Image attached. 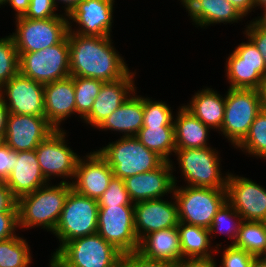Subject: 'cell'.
Listing matches in <instances>:
<instances>
[{
    "instance_id": "obj_4",
    "label": "cell",
    "mask_w": 266,
    "mask_h": 267,
    "mask_svg": "<svg viewBox=\"0 0 266 267\" xmlns=\"http://www.w3.org/2000/svg\"><path fill=\"white\" fill-rule=\"evenodd\" d=\"M108 144L97 151L112 168L114 177L123 180L155 170L165 162L161 156L146 148L135 136H120V139Z\"/></svg>"
},
{
    "instance_id": "obj_42",
    "label": "cell",
    "mask_w": 266,
    "mask_h": 267,
    "mask_svg": "<svg viewBox=\"0 0 266 267\" xmlns=\"http://www.w3.org/2000/svg\"><path fill=\"white\" fill-rule=\"evenodd\" d=\"M247 24L243 34H246V39H249L263 55L266 65V29L255 19H252V21Z\"/></svg>"
},
{
    "instance_id": "obj_14",
    "label": "cell",
    "mask_w": 266,
    "mask_h": 267,
    "mask_svg": "<svg viewBox=\"0 0 266 267\" xmlns=\"http://www.w3.org/2000/svg\"><path fill=\"white\" fill-rule=\"evenodd\" d=\"M0 97L9 113L45 116L44 84L20 73L0 88Z\"/></svg>"
},
{
    "instance_id": "obj_48",
    "label": "cell",
    "mask_w": 266,
    "mask_h": 267,
    "mask_svg": "<svg viewBox=\"0 0 266 267\" xmlns=\"http://www.w3.org/2000/svg\"><path fill=\"white\" fill-rule=\"evenodd\" d=\"M230 2L244 17L256 7L254 0H227Z\"/></svg>"
},
{
    "instance_id": "obj_28",
    "label": "cell",
    "mask_w": 266,
    "mask_h": 267,
    "mask_svg": "<svg viewBox=\"0 0 266 267\" xmlns=\"http://www.w3.org/2000/svg\"><path fill=\"white\" fill-rule=\"evenodd\" d=\"M183 259H209L221 249V244L211 245L209 229L179 222L177 225ZM220 248H219V247ZM211 249V250H210ZM213 250V251H212Z\"/></svg>"
},
{
    "instance_id": "obj_5",
    "label": "cell",
    "mask_w": 266,
    "mask_h": 267,
    "mask_svg": "<svg viewBox=\"0 0 266 267\" xmlns=\"http://www.w3.org/2000/svg\"><path fill=\"white\" fill-rule=\"evenodd\" d=\"M179 222L209 229L218 209L227 200L226 189L174 185Z\"/></svg>"
},
{
    "instance_id": "obj_53",
    "label": "cell",
    "mask_w": 266,
    "mask_h": 267,
    "mask_svg": "<svg viewBox=\"0 0 266 267\" xmlns=\"http://www.w3.org/2000/svg\"><path fill=\"white\" fill-rule=\"evenodd\" d=\"M250 267H266V261L261 257H255Z\"/></svg>"
},
{
    "instance_id": "obj_31",
    "label": "cell",
    "mask_w": 266,
    "mask_h": 267,
    "mask_svg": "<svg viewBox=\"0 0 266 267\" xmlns=\"http://www.w3.org/2000/svg\"><path fill=\"white\" fill-rule=\"evenodd\" d=\"M234 246L260 257L266 249V222L243 220Z\"/></svg>"
},
{
    "instance_id": "obj_20",
    "label": "cell",
    "mask_w": 266,
    "mask_h": 267,
    "mask_svg": "<svg viewBox=\"0 0 266 267\" xmlns=\"http://www.w3.org/2000/svg\"><path fill=\"white\" fill-rule=\"evenodd\" d=\"M131 70L121 79L104 82L95 98L91 111L82 119L84 123L97 128L104 119L120 107L136 90Z\"/></svg>"
},
{
    "instance_id": "obj_56",
    "label": "cell",
    "mask_w": 266,
    "mask_h": 267,
    "mask_svg": "<svg viewBox=\"0 0 266 267\" xmlns=\"http://www.w3.org/2000/svg\"><path fill=\"white\" fill-rule=\"evenodd\" d=\"M180 2L183 5V7H185L190 2V0H181Z\"/></svg>"
},
{
    "instance_id": "obj_6",
    "label": "cell",
    "mask_w": 266,
    "mask_h": 267,
    "mask_svg": "<svg viewBox=\"0 0 266 267\" xmlns=\"http://www.w3.org/2000/svg\"><path fill=\"white\" fill-rule=\"evenodd\" d=\"M179 170L187 186L226 189L230 173H221V159L213 147L176 149Z\"/></svg>"
},
{
    "instance_id": "obj_46",
    "label": "cell",
    "mask_w": 266,
    "mask_h": 267,
    "mask_svg": "<svg viewBox=\"0 0 266 267\" xmlns=\"http://www.w3.org/2000/svg\"><path fill=\"white\" fill-rule=\"evenodd\" d=\"M6 211H18L16 199L12 196L5 182L0 181V212Z\"/></svg>"
},
{
    "instance_id": "obj_9",
    "label": "cell",
    "mask_w": 266,
    "mask_h": 267,
    "mask_svg": "<svg viewBox=\"0 0 266 267\" xmlns=\"http://www.w3.org/2000/svg\"><path fill=\"white\" fill-rule=\"evenodd\" d=\"M18 54L19 73L36 82L47 84L71 76L68 36L43 50Z\"/></svg>"
},
{
    "instance_id": "obj_55",
    "label": "cell",
    "mask_w": 266,
    "mask_h": 267,
    "mask_svg": "<svg viewBox=\"0 0 266 267\" xmlns=\"http://www.w3.org/2000/svg\"><path fill=\"white\" fill-rule=\"evenodd\" d=\"M255 1V5H256V8L258 7H263V11L266 10V0H254Z\"/></svg>"
},
{
    "instance_id": "obj_45",
    "label": "cell",
    "mask_w": 266,
    "mask_h": 267,
    "mask_svg": "<svg viewBox=\"0 0 266 267\" xmlns=\"http://www.w3.org/2000/svg\"><path fill=\"white\" fill-rule=\"evenodd\" d=\"M17 152L12 150L4 141L0 144V181H6L14 168Z\"/></svg>"
},
{
    "instance_id": "obj_25",
    "label": "cell",
    "mask_w": 266,
    "mask_h": 267,
    "mask_svg": "<svg viewBox=\"0 0 266 267\" xmlns=\"http://www.w3.org/2000/svg\"><path fill=\"white\" fill-rule=\"evenodd\" d=\"M143 127V97L136 91L113 113H111L97 129L116 131L123 137L136 136Z\"/></svg>"
},
{
    "instance_id": "obj_13",
    "label": "cell",
    "mask_w": 266,
    "mask_h": 267,
    "mask_svg": "<svg viewBox=\"0 0 266 267\" xmlns=\"http://www.w3.org/2000/svg\"><path fill=\"white\" fill-rule=\"evenodd\" d=\"M227 201L245 221L266 222V189L252 179L229 174Z\"/></svg>"
},
{
    "instance_id": "obj_27",
    "label": "cell",
    "mask_w": 266,
    "mask_h": 267,
    "mask_svg": "<svg viewBox=\"0 0 266 267\" xmlns=\"http://www.w3.org/2000/svg\"><path fill=\"white\" fill-rule=\"evenodd\" d=\"M177 113L174 119L176 149L209 147L207 141L210 128L184 106H179Z\"/></svg>"
},
{
    "instance_id": "obj_17",
    "label": "cell",
    "mask_w": 266,
    "mask_h": 267,
    "mask_svg": "<svg viewBox=\"0 0 266 267\" xmlns=\"http://www.w3.org/2000/svg\"><path fill=\"white\" fill-rule=\"evenodd\" d=\"M173 162L165 161L160 167L124 179L126 190L133 203L161 199L173 193L177 178L173 175ZM168 193V194H167Z\"/></svg>"
},
{
    "instance_id": "obj_32",
    "label": "cell",
    "mask_w": 266,
    "mask_h": 267,
    "mask_svg": "<svg viewBox=\"0 0 266 267\" xmlns=\"http://www.w3.org/2000/svg\"><path fill=\"white\" fill-rule=\"evenodd\" d=\"M30 245L24 237L0 241V267H29L32 262Z\"/></svg>"
},
{
    "instance_id": "obj_47",
    "label": "cell",
    "mask_w": 266,
    "mask_h": 267,
    "mask_svg": "<svg viewBox=\"0 0 266 267\" xmlns=\"http://www.w3.org/2000/svg\"><path fill=\"white\" fill-rule=\"evenodd\" d=\"M215 258L209 259H183L177 267H217Z\"/></svg>"
},
{
    "instance_id": "obj_10",
    "label": "cell",
    "mask_w": 266,
    "mask_h": 267,
    "mask_svg": "<svg viewBox=\"0 0 266 267\" xmlns=\"http://www.w3.org/2000/svg\"><path fill=\"white\" fill-rule=\"evenodd\" d=\"M16 29L11 34L18 53L36 52L60 43L69 31L67 17L29 19L15 18Z\"/></svg>"
},
{
    "instance_id": "obj_50",
    "label": "cell",
    "mask_w": 266,
    "mask_h": 267,
    "mask_svg": "<svg viewBox=\"0 0 266 267\" xmlns=\"http://www.w3.org/2000/svg\"><path fill=\"white\" fill-rule=\"evenodd\" d=\"M9 115V111L0 97V138L3 140L5 131H6V124L7 118Z\"/></svg>"
},
{
    "instance_id": "obj_52",
    "label": "cell",
    "mask_w": 266,
    "mask_h": 267,
    "mask_svg": "<svg viewBox=\"0 0 266 267\" xmlns=\"http://www.w3.org/2000/svg\"><path fill=\"white\" fill-rule=\"evenodd\" d=\"M259 91L261 96V110L266 112V78L262 82Z\"/></svg>"
},
{
    "instance_id": "obj_26",
    "label": "cell",
    "mask_w": 266,
    "mask_h": 267,
    "mask_svg": "<svg viewBox=\"0 0 266 267\" xmlns=\"http://www.w3.org/2000/svg\"><path fill=\"white\" fill-rule=\"evenodd\" d=\"M205 88L195 92L191 101L183 106L203 124L219 132L224 120L225 97L212 88Z\"/></svg>"
},
{
    "instance_id": "obj_51",
    "label": "cell",
    "mask_w": 266,
    "mask_h": 267,
    "mask_svg": "<svg viewBox=\"0 0 266 267\" xmlns=\"http://www.w3.org/2000/svg\"><path fill=\"white\" fill-rule=\"evenodd\" d=\"M54 4L56 5V7L58 8V4L57 3H63V5L65 4V6H63L64 11H65V15H68L72 9L82 0H53Z\"/></svg>"
},
{
    "instance_id": "obj_43",
    "label": "cell",
    "mask_w": 266,
    "mask_h": 267,
    "mask_svg": "<svg viewBox=\"0 0 266 267\" xmlns=\"http://www.w3.org/2000/svg\"><path fill=\"white\" fill-rule=\"evenodd\" d=\"M121 267H177L176 264L146 259L137 251L123 255Z\"/></svg>"
},
{
    "instance_id": "obj_39",
    "label": "cell",
    "mask_w": 266,
    "mask_h": 267,
    "mask_svg": "<svg viewBox=\"0 0 266 267\" xmlns=\"http://www.w3.org/2000/svg\"><path fill=\"white\" fill-rule=\"evenodd\" d=\"M226 64L265 65L263 55L249 39L236 46L226 59Z\"/></svg>"
},
{
    "instance_id": "obj_16",
    "label": "cell",
    "mask_w": 266,
    "mask_h": 267,
    "mask_svg": "<svg viewBox=\"0 0 266 267\" xmlns=\"http://www.w3.org/2000/svg\"><path fill=\"white\" fill-rule=\"evenodd\" d=\"M114 2L115 0H82L67 15L69 31L84 36H112ZM73 22L78 25L76 29H72Z\"/></svg>"
},
{
    "instance_id": "obj_58",
    "label": "cell",
    "mask_w": 266,
    "mask_h": 267,
    "mask_svg": "<svg viewBox=\"0 0 266 267\" xmlns=\"http://www.w3.org/2000/svg\"><path fill=\"white\" fill-rule=\"evenodd\" d=\"M5 2L6 0H0V8H1V5L3 6V4L5 5Z\"/></svg>"
},
{
    "instance_id": "obj_40",
    "label": "cell",
    "mask_w": 266,
    "mask_h": 267,
    "mask_svg": "<svg viewBox=\"0 0 266 267\" xmlns=\"http://www.w3.org/2000/svg\"><path fill=\"white\" fill-rule=\"evenodd\" d=\"M223 250L219 267H250L256 257L234 245H228Z\"/></svg>"
},
{
    "instance_id": "obj_19",
    "label": "cell",
    "mask_w": 266,
    "mask_h": 267,
    "mask_svg": "<svg viewBox=\"0 0 266 267\" xmlns=\"http://www.w3.org/2000/svg\"><path fill=\"white\" fill-rule=\"evenodd\" d=\"M172 201L151 199L134 203L135 232L139 242L148 234L165 228L177 227L178 207Z\"/></svg>"
},
{
    "instance_id": "obj_49",
    "label": "cell",
    "mask_w": 266,
    "mask_h": 267,
    "mask_svg": "<svg viewBox=\"0 0 266 267\" xmlns=\"http://www.w3.org/2000/svg\"><path fill=\"white\" fill-rule=\"evenodd\" d=\"M6 4L13 8L16 12L15 18H17L25 15L29 8L30 0H6Z\"/></svg>"
},
{
    "instance_id": "obj_57",
    "label": "cell",
    "mask_w": 266,
    "mask_h": 267,
    "mask_svg": "<svg viewBox=\"0 0 266 267\" xmlns=\"http://www.w3.org/2000/svg\"><path fill=\"white\" fill-rule=\"evenodd\" d=\"M260 257H261L264 261H266V249H265V251L260 255Z\"/></svg>"
},
{
    "instance_id": "obj_38",
    "label": "cell",
    "mask_w": 266,
    "mask_h": 267,
    "mask_svg": "<svg viewBox=\"0 0 266 267\" xmlns=\"http://www.w3.org/2000/svg\"><path fill=\"white\" fill-rule=\"evenodd\" d=\"M98 205L99 207L134 205L126 190L124 180L113 176L107 190L98 200Z\"/></svg>"
},
{
    "instance_id": "obj_11",
    "label": "cell",
    "mask_w": 266,
    "mask_h": 267,
    "mask_svg": "<svg viewBox=\"0 0 266 267\" xmlns=\"http://www.w3.org/2000/svg\"><path fill=\"white\" fill-rule=\"evenodd\" d=\"M97 233L123 255L138 251L134 205L99 207Z\"/></svg>"
},
{
    "instance_id": "obj_15",
    "label": "cell",
    "mask_w": 266,
    "mask_h": 267,
    "mask_svg": "<svg viewBox=\"0 0 266 267\" xmlns=\"http://www.w3.org/2000/svg\"><path fill=\"white\" fill-rule=\"evenodd\" d=\"M55 130L46 116L9 113L3 141L16 152L30 151Z\"/></svg>"
},
{
    "instance_id": "obj_7",
    "label": "cell",
    "mask_w": 266,
    "mask_h": 267,
    "mask_svg": "<svg viewBox=\"0 0 266 267\" xmlns=\"http://www.w3.org/2000/svg\"><path fill=\"white\" fill-rule=\"evenodd\" d=\"M225 113L219 133L236 148L246 137L250 126L261 111V96L257 89L228 88Z\"/></svg>"
},
{
    "instance_id": "obj_3",
    "label": "cell",
    "mask_w": 266,
    "mask_h": 267,
    "mask_svg": "<svg viewBox=\"0 0 266 267\" xmlns=\"http://www.w3.org/2000/svg\"><path fill=\"white\" fill-rule=\"evenodd\" d=\"M52 254L49 267H121L123 257L98 233L73 239Z\"/></svg>"
},
{
    "instance_id": "obj_44",
    "label": "cell",
    "mask_w": 266,
    "mask_h": 267,
    "mask_svg": "<svg viewBox=\"0 0 266 267\" xmlns=\"http://www.w3.org/2000/svg\"><path fill=\"white\" fill-rule=\"evenodd\" d=\"M19 228L18 211L0 212V241L14 237Z\"/></svg>"
},
{
    "instance_id": "obj_33",
    "label": "cell",
    "mask_w": 266,
    "mask_h": 267,
    "mask_svg": "<svg viewBox=\"0 0 266 267\" xmlns=\"http://www.w3.org/2000/svg\"><path fill=\"white\" fill-rule=\"evenodd\" d=\"M256 158L266 159V112L261 110L244 140L236 147Z\"/></svg>"
},
{
    "instance_id": "obj_35",
    "label": "cell",
    "mask_w": 266,
    "mask_h": 267,
    "mask_svg": "<svg viewBox=\"0 0 266 267\" xmlns=\"http://www.w3.org/2000/svg\"><path fill=\"white\" fill-rule=\"evenodd\" d=\"M103 83L98 79L74 76L76 114L81 119L91 111Z\"/></svg>"
},
{
    "instance_id": "obj_30",
    "label": "cell",
    "mask_w": 266,
    "mask_h": 267,
    "mask_svg": "<svg viewBox=\"0 0 266 267\" xmlns=\"http://www.w3.org/2000/svg\"><path fill=\"white\" fill-rule=\"evenodd\" d=\"M229 88L257 89L266 78V65L226 64Z\"/></svg>"
},
{
    "instance_id": "obj_1",
    "label": "cell",
    "mask_w": 266,
    "mask_h": 267,
    "mask_svg": "<svg viewBox=\"0 0 266 267\" xmlns=\"http://www.w3.org/2000/svg\"><path fill=\"white\" fill-rule=\"evenodd\" d=\"M71 76L103 82L123 78L130 69L113 46L111 36H84L68 31Z\"/></svg>"
},
{
    "instance_id": "obj_36",
    "label": "cell",
    "mask_w": 266,
    "mask_h": 267,
    "mask_svg": "<svg viewBox=\"0 0 266 267\" xmlns=\"http://www.w3.org/2000/svg\"><path fill=\"white\" fill-rule=\"evenodd\" d=\"M19 73V54L11 35L0 38V88Z\"/></svg>"
},
{
    "instance_id": "obj_2",
    "label": "cell",
    "mask_w": 266,
    "mask_h": 267,
    "mask_svg": "<svg viewBox=\"0 0 266 267\" xmlns=\"http://www.w3.org/2000/svg\"><path fill=\"white\" fill-rule=\"evenodd\" d=\"M51 185L48 183L16 200L19 228L41 227L54 232L72 184Z\"/></svg>"
},
{
    "instance_id": "obj_41",
    "label": "cell",
    "mask_w": 266,
    "mask_h": 267,
    "mask_svg": "<svg viewBox=\"0 0 266 267\" xmlns=\"http://www.w3.org/2000/svg\"><path fill=\"white\" fill-rule=\"evenodd\" d=\"M57 9L53 0H30L29 8L23 17L29 19L67 17L64 13H56Z\"/></svg>"
},
{
    "instance_id": "obj_18",
    "label": "cell",
    "mask_w": 266,
    "mask_h": 267,
    "mask_svg": "<svg viewBox=\"0 0 266 267\" xmlns=\"http://www.w3.org/2000/svg\"><path fill=\"white\" fill-rule=\"evenodd\" d=\"M113 176L112 168L96 149L86 157L79 158L71 183L72 189L83 196L99 200Z\"/></svg>"
},
{
    "instance_id": "obj_37",
    "label": "cell",
    "mask_w": 266,
    "mask_h": 267,
    "mask_svg": "<svg viewBox=\"0 0 266 267\" xmlns=\"http://www.w3.org/2000/svg\"><path fill=\"white\" fill-rule=\"evenodd\" d=\"M170 105L143 96V126L174 125Z\"/></svg>"
},
{
    "instance_id": "obj_54",
    "label": "cell",
    "mask_w": 266,
    "mask_h": 267,
    "mask_svg": "<svg viewBox=\"0 0 266 267\" xmlns=\"http://www.w3.org/2000/svg\"><path fill=\"white\" fill-rule=\"evenodd\" d=\"M263 12V15L258 16L255 20L266 29V10Z\"/></svg>"
},
{
    "instance_id": "obj_8",
    "label": "cell",
    "mask_w": 266,
    "mask_h": 267,
    "mask_svg": "<svg viewBox=\"0 0 266 267\" xmlns=\"http://www.w3.org/2000/svg\"><path fill=\"white\" fill-rule=\"evenodd\" d=\"M98 209V200L71 189L53 232L60 243L57 249L73 239L97 233Z\"/></svg>"
},
{
    "instance_id": "obj_34",
    "label": "cell",
    "mask_w": 266,
    "mask_h": 267,
    "mask_svg": "<svg viewBox=\"0 0 266 267\" xmlns=\"http://www.w3.org/2000/svg\"><path fill=\"white\" fill-rule=\"evenodd\" d=\"M242 221V217L226 200L223 205L218 209L216 215L213 218L211 227L209 228L211 240L214 238L213 235H215V233H222L226 236H229L228 238L232 240V243L230 245H234L238 238L239 228Z\"/></svg>"
},
{
    "instance_id": "obj_22",
    "label": "cell",
    "mask_w": 266,
    "mask_h": 267,
    "mask_svg": "<svg viewBox=\"0 0 266 267\" xmlns=\"http://www.w3.org/2000/svg\"><path fill=\"white\" fill-rule=\"evenodd\" d=\"M48 183L40 170L35 149L17 152L14 168L5 181L12 196L17 200Z\"/></svg>"
},
{
    "instance_id": "obj_12",
    "label": "cell",
    "mask_w": 266,
    "mask_h": 267,
    "mask_svg": "<svg viewBox=\"0 0 266 267\" xmlns=\"http://www.w3.org/2000/svg\"><path fill=\"white\" fill-rule=\"evenodd\" d=\"M65 136V130H55L35 148L40 170L48 182L52 176L61 177L63 183H72L67 178L74 179L80 155L68 146Z\"/></svg>"
},
{
    "instance_id": "obj_23",
    "label": "cell",
    "mask_w": 266,
    "mask_h": 267,
    "mask_svg": "<svg viewBox=\"0 0 266 267\" xmlns=\"http://www.w3.org/2000/svg\"><path fill=\"white\" fill-rule=\"evenodd\" d=\"M146 259L170 262L182 261L180 235L177 227L165 228L146 235L137 251Z\"/></svg>"
},
{
    "instance_id": "obj_24",
    "label": "cell",
    "mask_w": 266,
    "mask_h": 267,
    "mask_svg": "<svg viewBox=\"0 0 266 267\" xmlns=\"http://www.w3.org/2000/svg\"><path fill=\"white\" fill-rule=\"evenodd\" d=\"M184 8L188 11L192 24L195 23L200 28L214 23H237L244 18L227 0H190Z\"/></svg>"
},
{
    "instance_id": "obj_21",
    "label": "cell",
    "mask_w": 266,
    "mask_h": 267,
    "mask_svg": "<svg viewBox=\"0 0 266 267\" xmlns=\"http://www.w3.org/2000/svg\"><path fill=\"white\" fill-rule=\"evenodd\" d=\"M44 109L48 121L63 129L61 123L76 113L74 76L44 84Z\"/></svg>"
},
{
    "instance_id": "obj_29",
    "label": "cell",
    "mask_w": 266,
    "mask_h": 267,
    "mask_svg": "<svg viewBox=\"0 0 266 267\" xmlns=\"http://www.w3.org/2000/svg\"><path fill=\"white\" fill-rule=\"evenodd\" d=\"M135 137L165 161H171L169 157L176 150L174 125L143 126Z\"/></svg>"
}]
</instances>
